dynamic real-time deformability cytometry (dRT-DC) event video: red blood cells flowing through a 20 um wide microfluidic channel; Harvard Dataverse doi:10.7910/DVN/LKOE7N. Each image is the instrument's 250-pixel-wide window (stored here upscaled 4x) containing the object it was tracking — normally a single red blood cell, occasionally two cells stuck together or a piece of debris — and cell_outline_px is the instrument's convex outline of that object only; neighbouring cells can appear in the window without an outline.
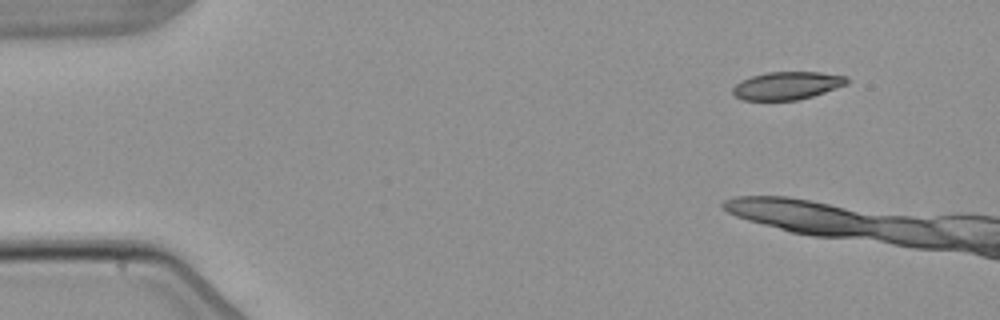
{"species": "common noctule bat (a hibernating species)", "species_latin": "Nyctalus noctula", "temperature_condition": "warm", "stored_images_in_passage": 3, "camera_frame_rate_fps": 3000, "um_per_image_px": 0.085, "animal": {"sex": "male", "body_mass_g": 21.5, "forearm_length_mm": 52.0}, "frame": {"image": 1, "passage_image": 1, "time_ms": 0.0, "image_size_px": [1000, 320], "cell_outline_px": [[848, 84], [800, 100], [740, 100], [732, 92], [732, 88], [740, 80], [752, 76], [768, 72], [820, 72], [848, 76]], "centroid_in_image_um": [66.9, 7.28], "position_along_channel_um": 18.1, "area_um2": 18.61}}